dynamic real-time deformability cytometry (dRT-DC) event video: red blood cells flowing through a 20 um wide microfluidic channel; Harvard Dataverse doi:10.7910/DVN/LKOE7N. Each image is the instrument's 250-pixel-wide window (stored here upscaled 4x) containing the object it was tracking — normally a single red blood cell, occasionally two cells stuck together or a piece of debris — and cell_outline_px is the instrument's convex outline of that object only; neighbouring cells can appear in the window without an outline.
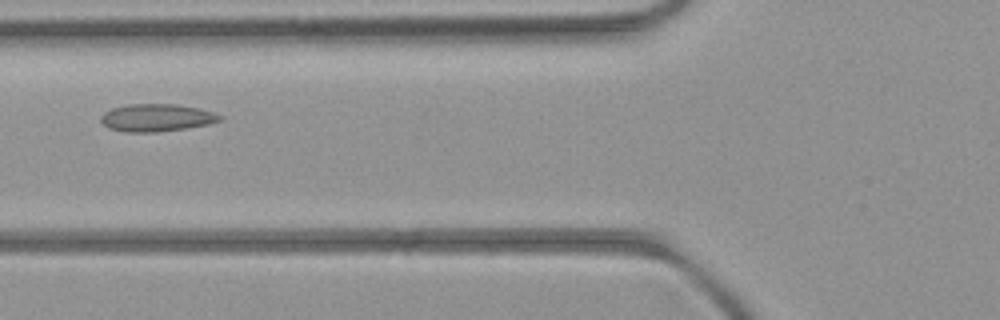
{"species": "common noctule bat (a hibernating species)", "species_latin": "Nyctalus noctula", "temperature_condition": "room temperature", "stored_images_in_passage": 3, "camera_frame_rate_fps": 3000, "um_per_image_px": 0.085, "animal": {"sex": "female", "body_mass_g": 21.9}, "frame": {"image": 1, "passage_image": 3, "time_ms": 2.333, "image_size_px": [1000, 320], "cell_outline_px": [[224, 120], [208, 124], [184, 128], [156, 132], [128, 132], [108, 128], [100, 120], [100, 116], [104, 112], [112, 108], [128, 104], [176, 104], [200, 108], [216, 112], [224, 116]], "centroid_in_image_um": [13.35, 9.99], "position_along_channel_um": 112.4, "area_um2": 19.25}}